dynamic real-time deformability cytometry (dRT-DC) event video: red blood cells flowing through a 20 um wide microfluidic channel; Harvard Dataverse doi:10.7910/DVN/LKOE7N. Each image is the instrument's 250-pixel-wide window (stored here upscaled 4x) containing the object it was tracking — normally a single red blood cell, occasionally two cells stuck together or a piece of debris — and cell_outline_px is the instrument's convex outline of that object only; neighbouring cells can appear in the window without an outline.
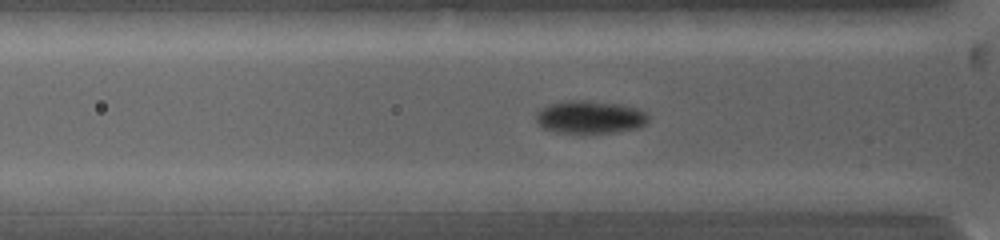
{"species": "common noctule bat (a hibernating species)", "species_latin": "Nyctalus noctula", "temperature_condition": "warm", "stored_images_in_passage": 63, "camera_frame_rate_fps": 5000, "um_per_image_px": 0.085, "animal": {"sex": "female", "body_mass_g": 19.0, "forearm_length_mm": 53.3}, "frame": {"image": 1, "passage_image": 19, "time_ms": 3.0, "image_size_px": [1000, 240], "cell_outline_px": [[648, 120], [644, 124], [636, 128], [616, 132], [580, 136], [556, 132], [544, 128], [536, 120], [536, 112], [540, 108], [548, 104], [560, 100], [588, 100], [620, 104], [636, 108], [648, 112]], "centroid_in_image_um": [50.11, 9.98], "position_along_channel_um": 75.7, "area_um2": 22.37}}
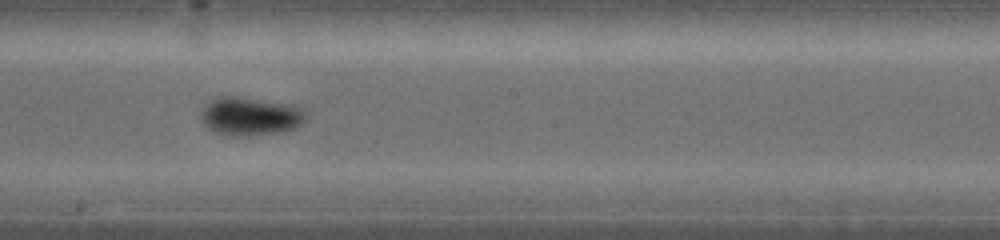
{"frame": {"image": 2, "passage_image": 43, "time_ms": 6.8, "image_size_px": [1000, 240], "cell_outline_px": [[308, 120], [296, 128], [284, 132], [248, 136], [232, 136], [216, 132], [208, 128], [200, 120], [200, 112], [204, 104], [208, 100], [216, 96], [244, 96], [292, 104], [300, 108], [308, 116]], "centroid_in_image_um": [21.27, 9.86], "position_along_channel_um": 226.9, "area_um2": 24.33}}
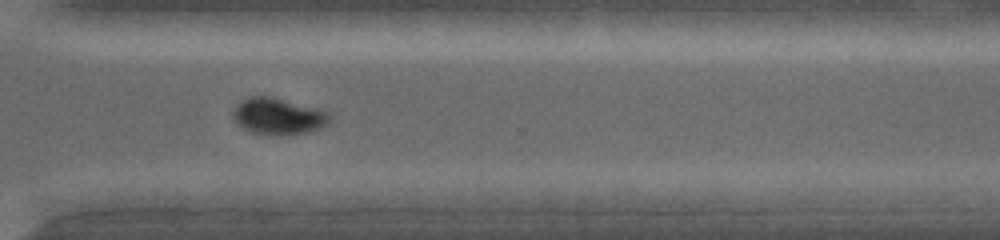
{"frame": {"image": 3, "passage_image": 62, "time_ms": 9.8, "image_size_px": [1000, 240], "cell_outline_px": [[332, 116], [328, 124], [320, 128], [304, 132], [280, 136], [268, 136], [252, 132], [244, 128], [232, 116], [232, 112], [236, 104], [252, 96], [272, 96], [316, 108], [328, 112]], "centroid_in_image_um": [23.66, 9.89], "position_along_channel_um": 346.9, "area_um2": 20.58}}